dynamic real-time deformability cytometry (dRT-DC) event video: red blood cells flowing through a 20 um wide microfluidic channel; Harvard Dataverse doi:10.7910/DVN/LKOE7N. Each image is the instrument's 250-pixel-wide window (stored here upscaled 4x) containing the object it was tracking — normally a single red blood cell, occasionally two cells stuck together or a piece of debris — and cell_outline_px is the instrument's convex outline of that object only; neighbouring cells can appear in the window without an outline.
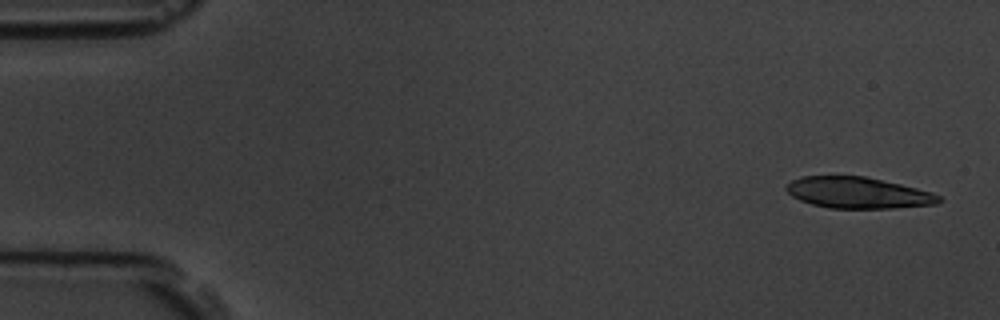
{"species": "common noctule bat (a hibernating species)", "species_latin": "Nyctalus noctula", "temperature_condition": "room temperature", "stored_images_in_passage": 4, "camera_frame_rate_fps": 3000, "um_per_image_px": 0.085, "animal": {"sex": "male", "body_mass_g": 19.5, "forearm_length_mm": 54.6}, "frame": {"image": 1, "passage_image": 1, "time_ms": 0.0, "image_size_px": [1000, 320], "cell_outline_px": [[944, 200], [936, 204], [896, 208], [828, 208], [812, 204], [800, 200], [792, 196], [784, 188], [792, 180], [800, 176], [864, 176], [900, 184], [932, 192], [940, 196]], "centroid_in_image_um": [72.94, 16.39], "position_along_channel_um": 12.1, "area_um2": 27.74}}